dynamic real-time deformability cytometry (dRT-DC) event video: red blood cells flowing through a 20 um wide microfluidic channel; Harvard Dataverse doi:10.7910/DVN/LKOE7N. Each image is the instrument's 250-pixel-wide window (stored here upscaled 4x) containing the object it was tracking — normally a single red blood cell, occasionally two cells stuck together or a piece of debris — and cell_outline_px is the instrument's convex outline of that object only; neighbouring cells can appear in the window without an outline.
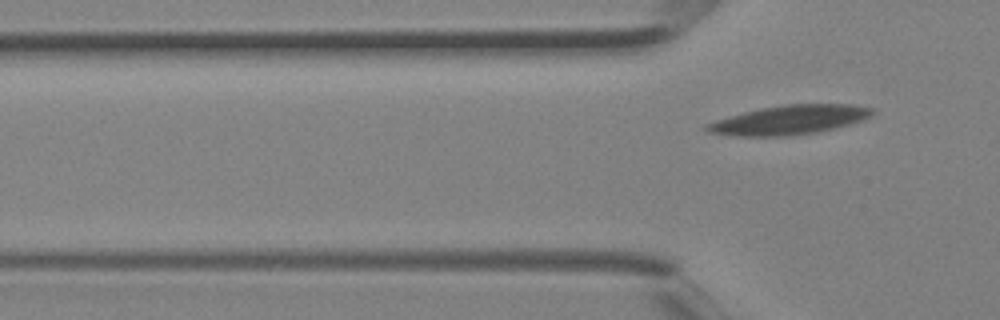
{"species": "Egyptian fruit bat (a non-hibernating species)", "species_latin": "Rousettus aegyptiacus", "temperature_condition": "room temperature", "stored_images_in_passage": 3, "camera_frame_rate_fps": 3000, "um_per_image_px": 0.085, "animal": {"sex": "female"}, "frame": {"image": 1, "passage_image": 3, "time_ms": 0.667, "image_size_px": [1000, 320], "cell_outline_px": [[876, 112], [872, 116], [848, 124], [832, 128], [792, 136], [732, 136], [708, 132], [704, 128], [704, 124], [716, 120], [744, 112], [760, 108], [784, 104], [852, 104], [872, 108]], "centroid_in_image_um": [67.06, 10.18], "position_along_channel_um": 58.7, "area_um2": 28.03}}